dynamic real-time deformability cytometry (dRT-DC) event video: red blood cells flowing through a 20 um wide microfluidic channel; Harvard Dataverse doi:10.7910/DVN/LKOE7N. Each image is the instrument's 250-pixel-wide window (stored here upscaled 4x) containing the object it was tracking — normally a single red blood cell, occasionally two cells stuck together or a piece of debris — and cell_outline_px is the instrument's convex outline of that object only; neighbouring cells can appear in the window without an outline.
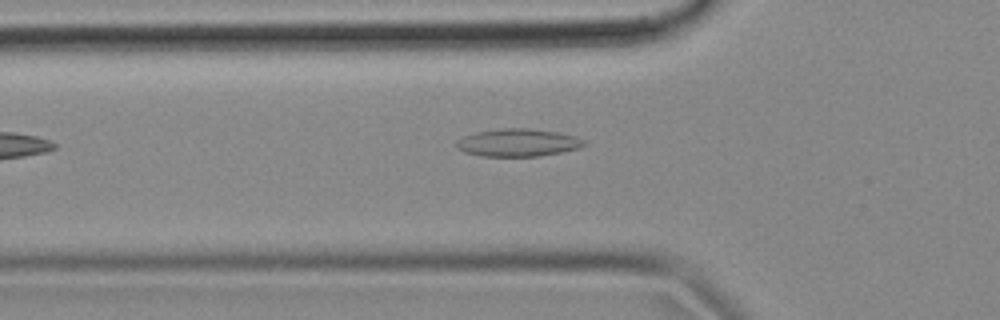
{"species": "common noctule bat (a hibernating species)", "species_latin": "Nyctalus noctula", "temperature_condition": "cold", "stored_images_in_passage": 10, "camera_frame_rate_fps": 3000, "um_per_image_px": 0.085, "animal": {"sex": "female", "body_mass_g": 18.4}, "frame": {"image": 1, "passage_image": 2, "time_ms": 0.333, "image_size_px": [1000, 320], "cell_outline_px": [[588, 144], [580, 148], [540, 156], [480, 156], [464, 152], [456, 148], [456, 140], [464, 136], [476, 132], [500, 128], [528, 128], [560, 132], [576, 136], [584, 140]], "centroid_in_image_um": [44.04, 12.12], "position_along_channel_um": 81.8, "area_um2": 20.81}}
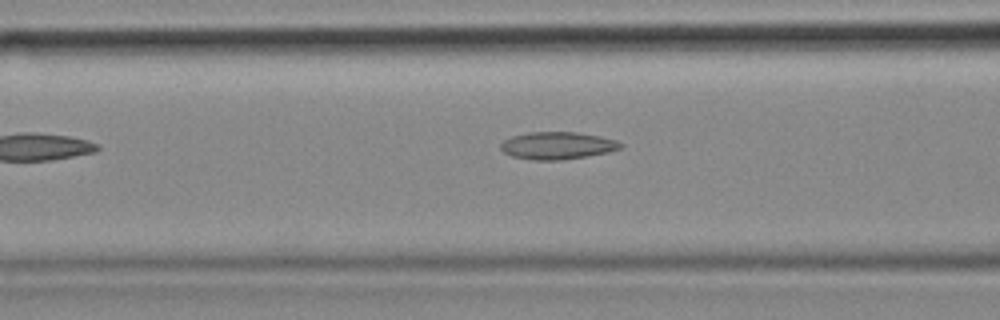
{"frame": {"image": 2, "passage_image": 5, "time_ms": 1.333, "image_size_px": [1000, 320], "cell_outline_px": [[624, 144], [620, 148], [608, 152], [560, 160], [536, 160], [512, 156], [504, 152], [500, 148], [500, 144], [504, 140], [512, 136], [528, 132], [576, 132], [600, 136], [616, 140]], "centroid_in_image_um": [47.36, 12.36], "position_along_channel_um": 119.2, "area_um2": 18.96}}